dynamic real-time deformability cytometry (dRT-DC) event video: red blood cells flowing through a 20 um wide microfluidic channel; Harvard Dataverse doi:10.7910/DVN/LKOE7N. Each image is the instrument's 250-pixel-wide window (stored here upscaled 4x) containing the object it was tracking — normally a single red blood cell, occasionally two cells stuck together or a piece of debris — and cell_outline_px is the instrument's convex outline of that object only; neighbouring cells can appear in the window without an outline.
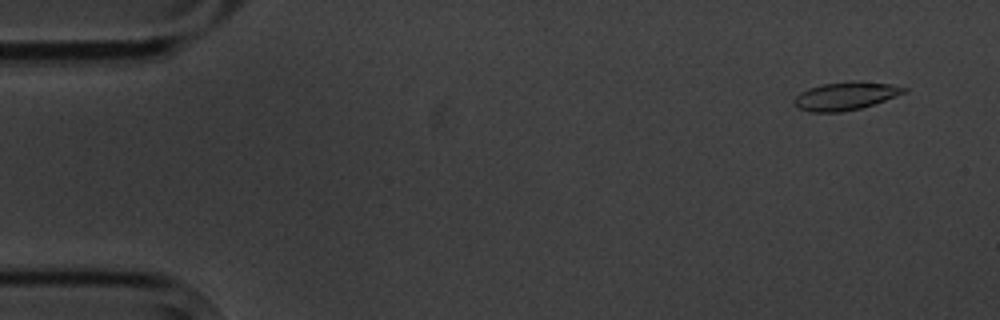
{"species": "common noctule bat (a hibernating species)", "species_latin": "Nyctalus noctula", "temperature_condition": "cold", "stored_images_in_passage": 7, "camera_frame_rate_fps": 3000, "um_per_image_px": 0.085, "animal": {"sex": "male", "body_mass_g": 20.1, "forearm_length_mm": 53.5}, "frame": {"image": 1, "passage_image": 1, "time_ms": 0.0, "image_size_px": [1000, 320], "cell_outline_px": [[908, 92], [860, 108], [840, 112], [808, 112], [792, 104], [796, 96], [800, 92], [808, 88], [820, 84], [852, 80], [892, 84], [908, 88]], "centroid_in_image_um": [71.86, 8.14], "position_along_channel_um": 13.1, "area_um2": 18.09}}
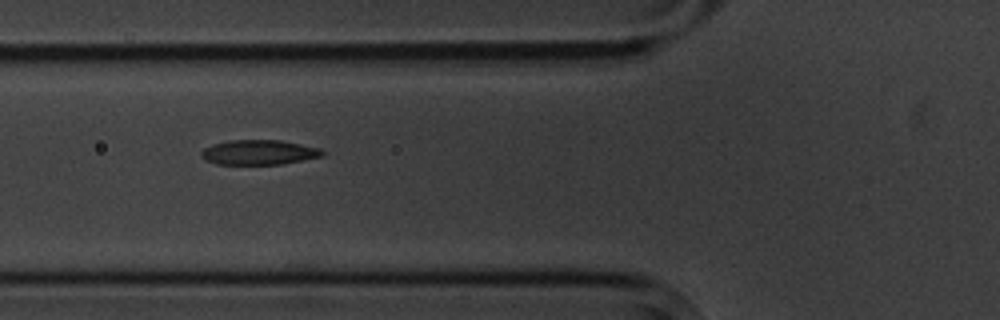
{"frame": {"image": 2, "passage_image": 6, "time_ms": 5.667, "image_size_px": [1000, 320], "cell_outline_px": [[324, 156], [280, 164], [216, 164], [204, 160], [200, 156], [200, 152], [204, 148], [212, 144], [228, 140], [280, 140], [320, 148], [324, 152]], "centroid_in_image_um": [21.97, 12.94], "position_along_channel_um": 103.8, "area_um2": 17.57}}
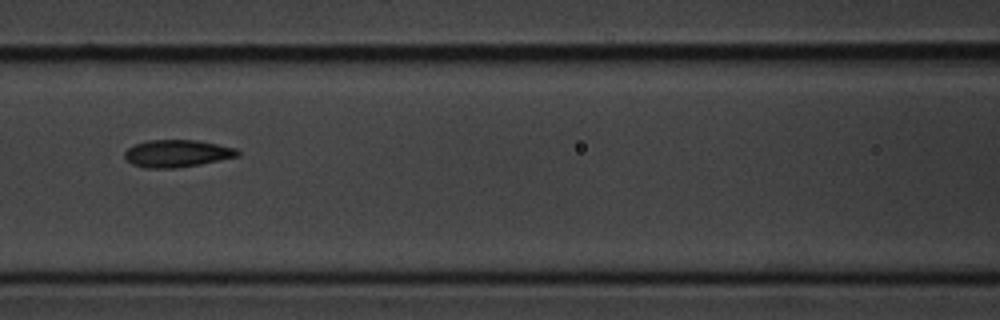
{"frame": {"image": 3, "passage_image": 7, "time_ms": 7.0, "image_size_px": [1000, 320], "cell_outline_px": [[240, 156], [200, 164], [176, 168], [144, 168], [132, 164], [124, 156], [124, 152], [128, 148], [136, 144], [148, 140], [196, 140], [236, 148], [240, 152]], "centroid_in_image_um": [15.05, 13.05], "position_along_channel_um": 151.5, "area_um2": 17.92}}